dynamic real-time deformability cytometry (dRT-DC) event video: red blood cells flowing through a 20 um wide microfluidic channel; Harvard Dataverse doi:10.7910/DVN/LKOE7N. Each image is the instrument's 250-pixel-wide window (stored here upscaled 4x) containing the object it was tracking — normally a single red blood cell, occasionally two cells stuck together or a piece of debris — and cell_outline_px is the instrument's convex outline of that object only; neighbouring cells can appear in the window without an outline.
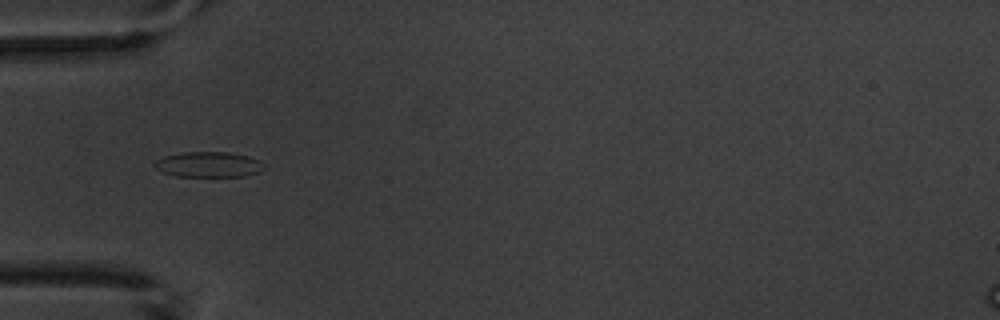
{"species": "common noctule bat (a hibernating species)", "species_latin": "Nyctalus noctula", "temperature_condition": "warm", "stored_images_in_passage": 2, "camera_frame_rate_fps": 3000, "um_per_image_px": 0.085, "animal": {"sex": "male", "body_mass_g": 20.1, "forearm_length_mm": 53.5}, "frame": {"image": 1, "passage_image": 1, "time_ms": 0.0, "image_size_px": [1000, 320], "cell_outline_px": [[264, 164], [260, 172], [244, 176], [176, 176], [164, 172], [156, 168], [152, 164], [156, 160], [164, 156], [184, 152], [228, 152], [248, 156], [260, 160]], "centroid_in_image_um": [17.73, 13.98], "position_along_channel_um": 67.3, "area_um2": 16.13}}